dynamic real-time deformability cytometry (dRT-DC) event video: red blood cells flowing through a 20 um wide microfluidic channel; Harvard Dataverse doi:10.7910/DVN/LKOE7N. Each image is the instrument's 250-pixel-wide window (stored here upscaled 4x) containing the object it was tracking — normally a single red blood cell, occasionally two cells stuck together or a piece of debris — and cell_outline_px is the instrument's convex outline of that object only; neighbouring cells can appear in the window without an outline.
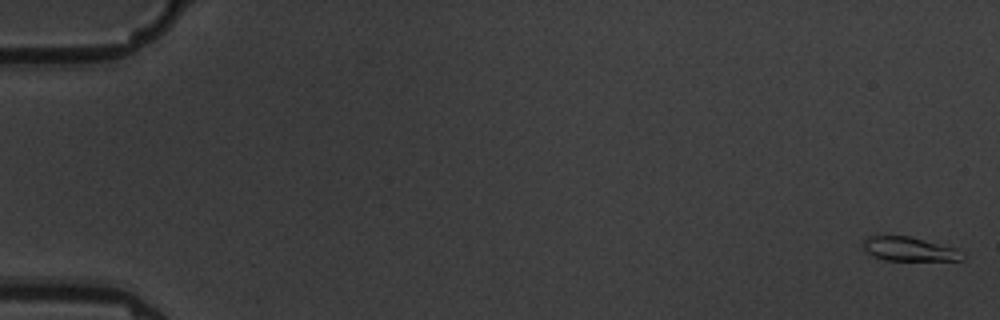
{"species": "common noctule bat (a hibernating species)", "species_latin": "Nyctalus noctula", "temperature_condition": "warm", "stored_images_in_passage": 6, "camera_frame_rate_fps": 3000, "um_per_image_px": 0.085, "animal": {"sex": "male", "body_mass_g": 19.5, "forearm_length_mm": 54.6}, "frame": {"image": 1, "passage_image": 1, "time_ms": 0.0, "image_size_px": [1000, 320], "cell_outline_px": [[964, 260], [884, 260], [872, 256], [864, 248], [864, 240], [868, 236], [908, 236], [956, 248], [964, 252]], "centroid_in_image_um": [77.32, 21.18], "position_along_channel_um": 7.7, "area_um2": 13.76}}